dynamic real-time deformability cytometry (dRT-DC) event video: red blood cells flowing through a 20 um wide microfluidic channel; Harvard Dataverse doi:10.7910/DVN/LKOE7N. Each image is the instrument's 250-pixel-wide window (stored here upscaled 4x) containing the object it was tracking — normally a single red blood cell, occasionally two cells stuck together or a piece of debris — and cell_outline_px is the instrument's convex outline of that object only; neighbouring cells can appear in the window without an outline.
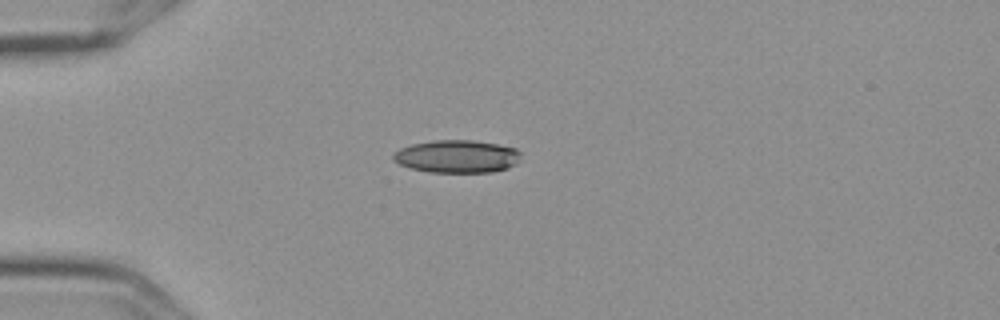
{"species": "Egyptian fruit bat (a non-hibernating species)", "species_latin": "Rousettus aegyptiacus", "temperature_condition": "cold", "stored_images_in_passage": 2, "camera_frame_rate_fps": 3000, "um_per_image_px": 0.085, "frame": {"image": 1, "passage_image": 1, "time_ms": 0.0, "image_size_px": [1000, 320], "cell_outline_px": [[520, 156], [516, 164], [508, 168], [492, 172], [428, 172], [412, 168], [400, 164], [392, 160], [392, 156], [400, 148], [412, 144], [432, 140], [472, 140], [496, 144], [516, 148], [520, 152]], "centroid_in_image_um": [38.84, 13.29], "position_along_channel_um": 46.2, "area_um2": 24.33}}